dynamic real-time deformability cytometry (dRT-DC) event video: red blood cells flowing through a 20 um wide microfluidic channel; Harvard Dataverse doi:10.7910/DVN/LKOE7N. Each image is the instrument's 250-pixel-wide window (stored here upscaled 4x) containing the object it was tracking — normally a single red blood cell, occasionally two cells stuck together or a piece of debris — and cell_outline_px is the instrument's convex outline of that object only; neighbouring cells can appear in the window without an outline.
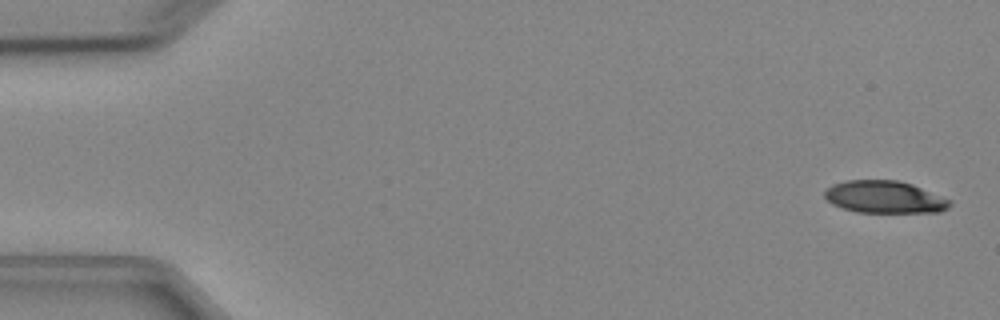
{"species": "Egyptian fruit bat (a non-hibernating species)", "species_latin": "Rousettus aegyptiacus", "temperature_condition": "cold", "stored_images_in_passage": 7, "camera_frame_rate_fps": 3000, "um_per_image_px": 0.085, "animal": {"sex": "female"}, "frame": {"image": 1, "passage_image": 1, "time_ms": 0.0, "image_size_px": [1000, 320], "cell_outline_px": [[952, 204], [948, 208], [940, 212], [856, 212], [832, 204], [824, 196], [824, 192], [832, 184], [844, 180], [896, 180], [912, 184], [952, 200]], "centroid_in_image_um": [75.2, 16.74], "position_along_channel_um": 9.8, "area_um2": 23.58}}
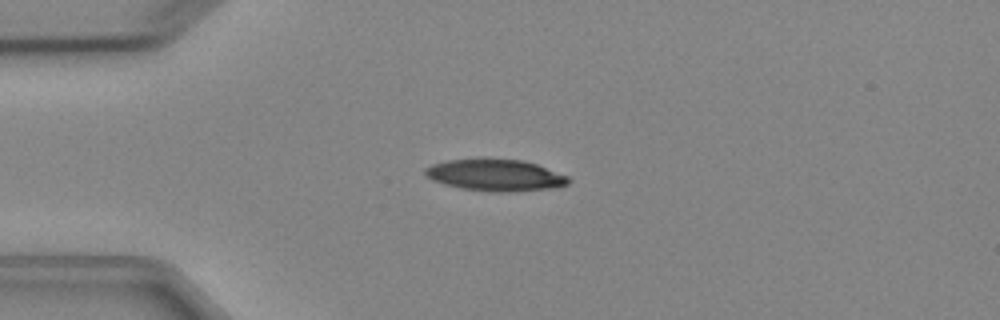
{"frame": {"image": 2, "passage_image": 4, "time_ms": 3.667, "image_size_px": [1000, 320], "cell_outline_px": [[572, 180], [568, 184], [552, 188], [500, 192], [492, 192], [460, 188], [444, 184], [432, 180], [424, 172], [424, 168], [432, 164], [448, 160], [480, 156], [524, 160], [536, 164], [568, 176]], "centroid_in_image_um": [42.07, 14.85], "position_along_channel_um": 42.9, "area_um2": 27.05}}